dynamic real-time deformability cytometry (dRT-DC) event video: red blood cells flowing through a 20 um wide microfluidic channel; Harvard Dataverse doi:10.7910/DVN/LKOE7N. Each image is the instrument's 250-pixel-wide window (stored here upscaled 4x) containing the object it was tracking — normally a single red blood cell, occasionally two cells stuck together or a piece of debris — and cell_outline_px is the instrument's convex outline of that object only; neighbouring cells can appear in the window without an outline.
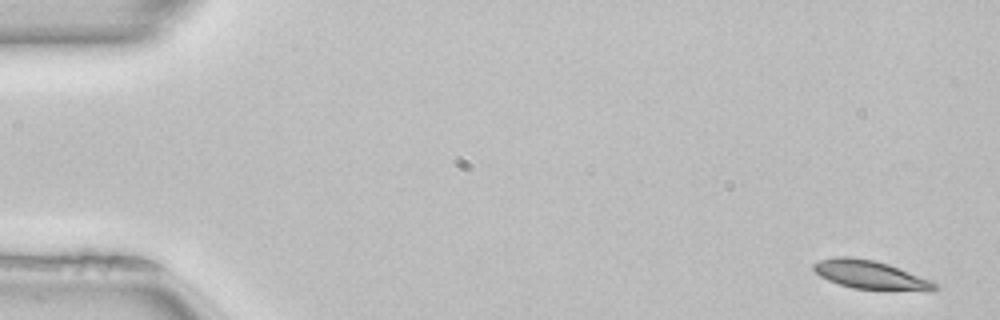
{"species": "common noctule bat (a hibernating species)", "species_latin": "Nyctalus noctula", "temperature_condition": "room temperature", "stored_images_in_passage": 50, "camera_frame_rate_fps": 3000, "um_per_image_px": 0.085, "animal": {"sex": "female", "body_mass_g": 22.7, "forearm_length_mm": 54.2}, "frame": {"image": 1, "passage_image": 1, "time_ms": 0.0, "image_size_px": [1000, 320], "cell_outline_px": [[940, 288], [932, 292], [928, 292], [852, 288], [828, 280], [820, 276], [812, 268], [812, 264], [820, 260], [836, 256], [852, 256], [876, 260], [888, 264], [932, 280], [940, 284]], "centroid_in_image_um": [74.07, 23.37], "position_along_channel_um": 10.9, "area_um2": 20.69}}
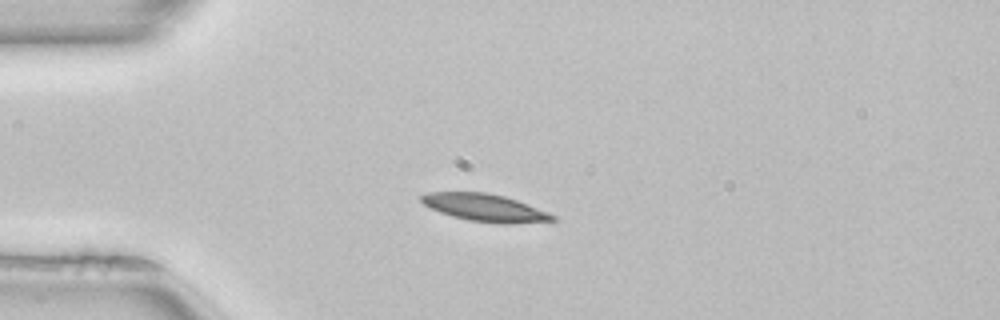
{"frame": {"image": 2, "passage_image": 12, "time_ms": 3.667, "image_size_px": [1000, 320], "cell_outline_px": [[556, 220], [512, 224], [496, 224], [468, 220], [452, 216], [440, 212], [424, 204], [420, 200], [420, 196], [428, 192], [484, 192], [504, 196], [516, 200], [548, 212], [556, 216]], "centroid_in_image_um": [41.22, 17.66], "position_along_channel_um": 43.8, "area_um2": 20.92}}
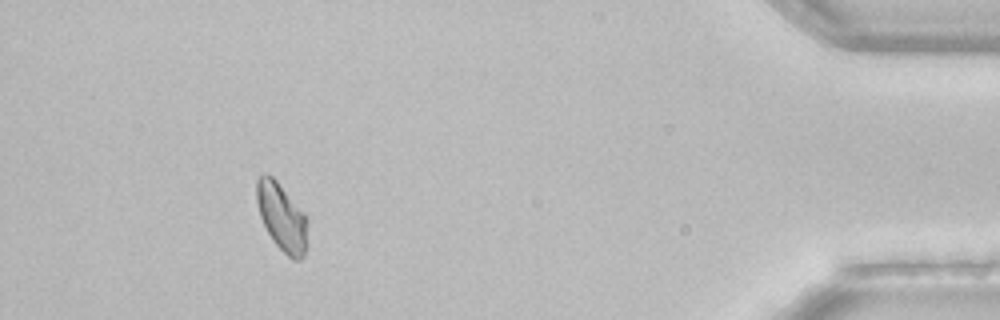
{"frame": {"image": 3, "passage_image": 46, "time_ms": 15.0, "image_size_px": [1000, 320], "cell_outline_px": [[308, 244], [304, 256], [300, 260], [292, 260], [272, 240], [260, 216], [256, 200], [256, 180], [264, 172], [268, 172], [276, 180], [308, 216]], "centroid_in_image_um": [23.99, 18.46], "position_along_channel_um": 411.2, "area_um2": 20.52}, "authors_computed_cell_mechanics": {"area_um2": 20.2878, "velocity_mm_per_s": 3.9889, "shape_relaxation_time_tau1_ms": 7.0805, "shape_relaxation_time_tau2_ms": null, "deformation_change_tau1": 0.122, "deformation_change_tau2": null}}